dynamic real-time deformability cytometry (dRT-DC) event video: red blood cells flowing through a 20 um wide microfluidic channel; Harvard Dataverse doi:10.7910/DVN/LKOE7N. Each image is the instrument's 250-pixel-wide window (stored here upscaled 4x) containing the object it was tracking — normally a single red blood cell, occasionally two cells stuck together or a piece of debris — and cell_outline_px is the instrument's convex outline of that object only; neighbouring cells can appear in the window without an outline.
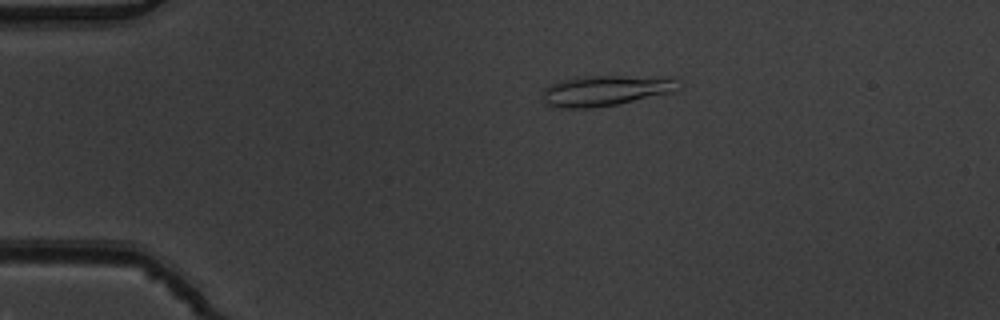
{"species": "common noctule bat (a hibernating species)", "species_latin": "Nyctalus noctula", "temperature_condition": "warm", "stored_images_in_passage": 52, "camera_frame_rate_fps": 3000, "um_per_image_px": 0.085, "animal": {"sex": "male", "body_mass_g": 19.5, "forearm_length_mm": 54.6}, "frame": {"image": 1, "passage_image": 11, "time_ms": 3.333, "image_size_px": [1000, 320], "cell_outline_px": [[684, 84], [680, 88], [672, 92], [616, 104], [592, 108], [564, 108], [544, 104], [544, 88], [552, 84], [576, 76], [676, 76]], "centroid_in_image_um": [51.6, 7.67], "position_along_channel_um": 33.4, "area_um2": 24.51}}
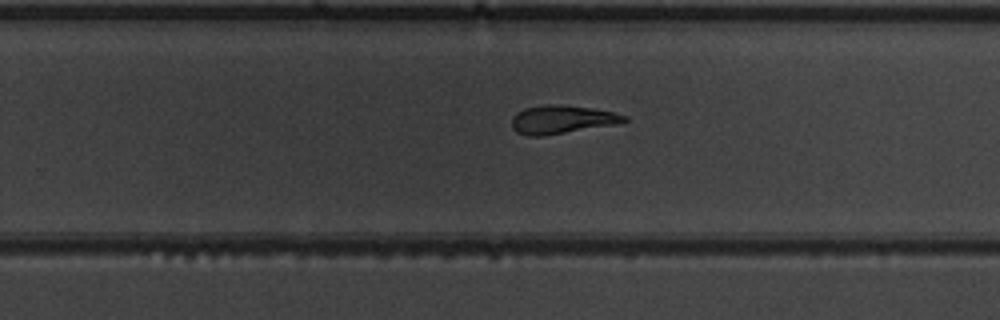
{"frame": {"image": 2, "passage_image": 34, "time_ms": 11.0, "image_size_px": [1000, 320], "cell_outline_px": [[628, 120], [616, 124], [544, 136], [528, 136], [516, 132], [512, 128], [512, 116], [516, 112], [524, 108], [544, 104], [560, 104], [592, 108], [612, 112], [628, 116]], "centroid_in_image_um": [47.72, 10.15], "position_along_channel_um": 282.1, "area_um2": 18.73}}
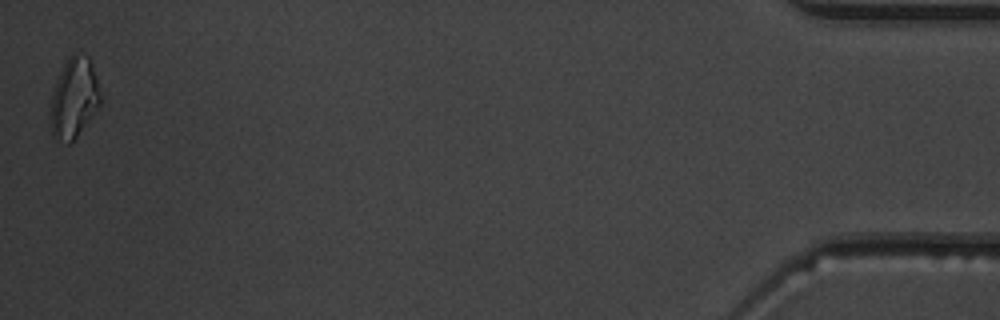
{"frame": {"image": 3, "passage_image": 52, "time_ms": 17.0, "image_size_px": [1000, 320], "cell_outline_px": [[100, 104], [92, 116], [76, 136], [68, 144], [56, 140], [52, 136], [48, 116], [52, 92], [60, 72], [68, 56], [72, 52], [76, 52], [88, 56], [92, 64], [96, 76], [100, 96]], "centroid_in_image_um": [6.24, 8.33], "position_along_channel_um": 429.0, "area_um2": 23.52}, "authors_computed_cell_mechanics": {"area_um2": 19.2763, "velocity_mm_per_s": 3.9017, "shape_relaxation_time_tau1_ms": 5.0027, "shape_relaxation_time_tau2_ms": 2.6625, "deformation_change_tau1": 0.2147, "deformation_change_tau2": 0.1277}}